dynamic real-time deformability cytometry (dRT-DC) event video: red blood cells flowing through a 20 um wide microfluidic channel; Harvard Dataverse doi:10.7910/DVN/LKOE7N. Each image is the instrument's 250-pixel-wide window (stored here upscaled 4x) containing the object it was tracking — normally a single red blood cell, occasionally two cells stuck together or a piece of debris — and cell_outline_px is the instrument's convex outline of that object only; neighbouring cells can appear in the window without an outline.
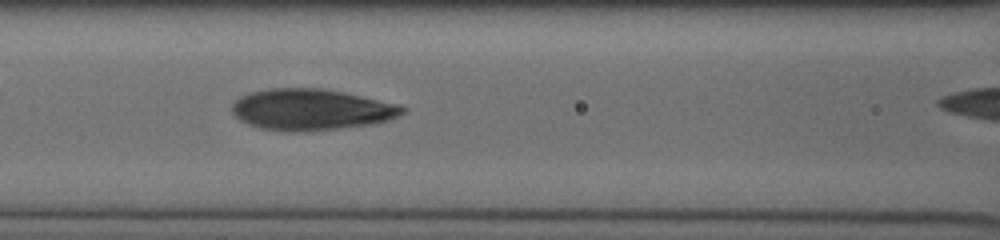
{"species": "human", "species_latin": "Homo sapiens", "temperature_condition": "cold", "stored_images_in_passage": 6, "camera_frame_rate_fps": 3000, "um_per_image_px": 0.085, "donor": {"sex": "male"}, "frame": {"image": 1, "passage_image": 4, "time_ms": 1.0, "image_size_px": [1000, 240], "cell_outline_px": [[408, 108], [404, 112], [388, 120], [372, 124], [312, 132], [288, 132], [260, 128], [248, 124], [240, 120], [232, 112], [232, 104], [240, 96], [248, 92], [268, 88], [320, 88], [360, 96], [396, 104]], "centroid_in_image_um": [26.4, 9.33], "position_along_channel_um": 140.2, "area_um2": 40.98}}
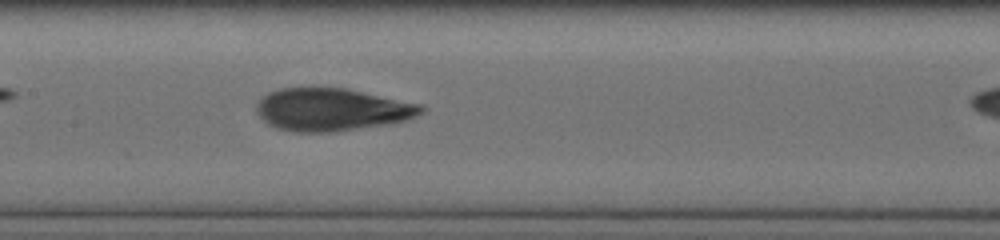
{"frame": {"image": 2, "passage_image": 5, "time_ms": 1.333, "image_size_px": [1000, 240], "cell_outline_px": [[424, 112], [408, 120], [388, 124], [336, 132], [296, 132], [276, 128], [268, 124], [256, 112], [256, 104], [268, 92], [280, 88], [344, 88], [420, 104], [424, 108]], "centroid_in_image_um": [28.19, 9.33], "position_along_channel_um": 179.2, "area_um2": 40.81}}